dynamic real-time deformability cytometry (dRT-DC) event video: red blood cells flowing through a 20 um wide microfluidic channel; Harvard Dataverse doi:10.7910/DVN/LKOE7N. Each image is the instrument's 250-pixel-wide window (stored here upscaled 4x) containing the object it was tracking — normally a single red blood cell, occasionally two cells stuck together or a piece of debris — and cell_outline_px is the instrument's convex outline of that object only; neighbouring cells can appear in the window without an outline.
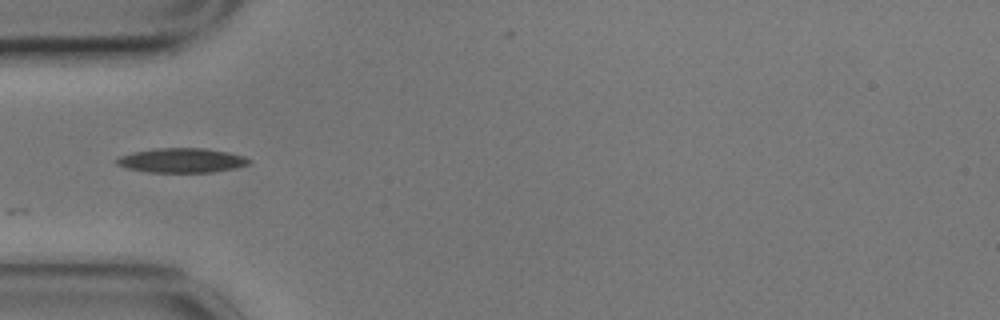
{"species": "common noctule bat (a hibernating species)", "species_latin": "Nyctalus noctula", "temperature_condition": "cold", "stored_images_in_passage": 30, "camera_frame_rate_fps": 3000, "um_per_image_px": 0.085, "animal": {"sex": "male", "body_mass_g": 17.9}, "frame": {"image": 1, "passage_image": 1, "time_ms": 0.0, "image_size_px": [1000, 320], "cell_outline_px": [[252, 160], [248, 164], [236, 168], [212, 172], [148, 172], [124, 168], [116, 164], [116, 160], [120, 156], [132, 152], [156, 148], [204, 148], [228, 152], [244, 156]], "centroid_in_image_um": [15.43, 13.63], "position_along_channel_um": 69.6, "area_um2": 18.96}}
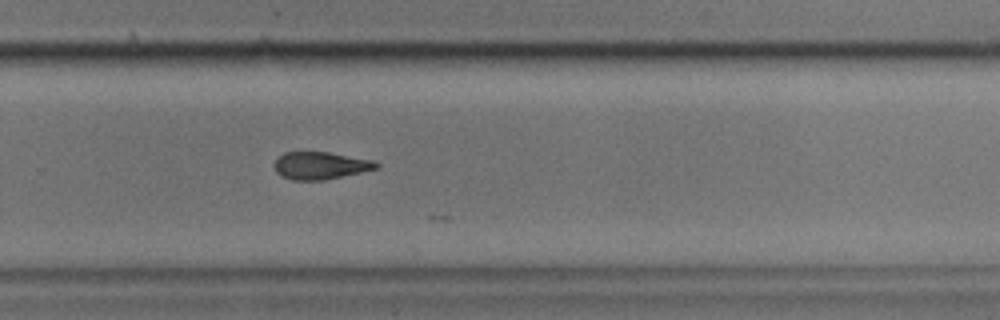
{"frame": {"image": 2, "passage_image": 21, "time_ms": 6.667, "image_size_px": [1000, 320], "cell_outline_px": [[380, 164], [376, 168], [360, 172], [324, 180], [292, 180], [280, 176], [276, 172], [276, 160], [284, 152], [328, 152], [372, 160]], "centroid_in_image_um": [27.21, 14.07], "position_along_channel_um": 302.6, "area_um2": 16.01}}
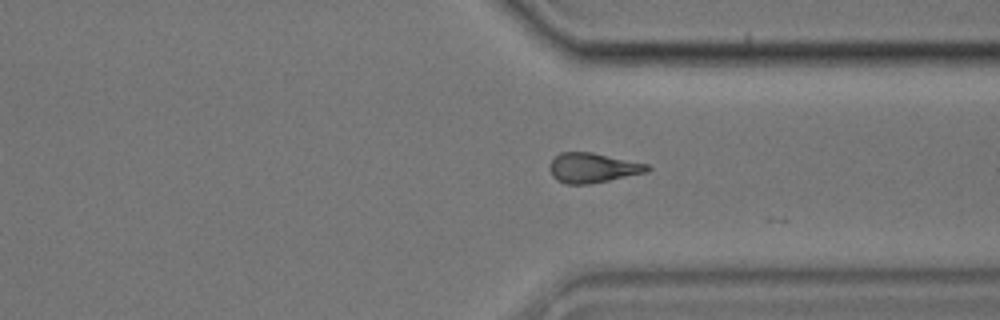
{"frame": {"image": 3, "passage_image": 26, "time_ms": 8.333, "image_size_px": [1000, 320], "cell_outline_px": [[652, 168], [648, 172], [588, 184], [564, 184], [556, 180], [552, 176], [548, 168], [548, 164], [560, 152], [592, 152], [648, 164]], "centroid_in_image_um": [50.35, 14.26], "position_along_channel_um": 361.0, "area_um2": 17.05}}